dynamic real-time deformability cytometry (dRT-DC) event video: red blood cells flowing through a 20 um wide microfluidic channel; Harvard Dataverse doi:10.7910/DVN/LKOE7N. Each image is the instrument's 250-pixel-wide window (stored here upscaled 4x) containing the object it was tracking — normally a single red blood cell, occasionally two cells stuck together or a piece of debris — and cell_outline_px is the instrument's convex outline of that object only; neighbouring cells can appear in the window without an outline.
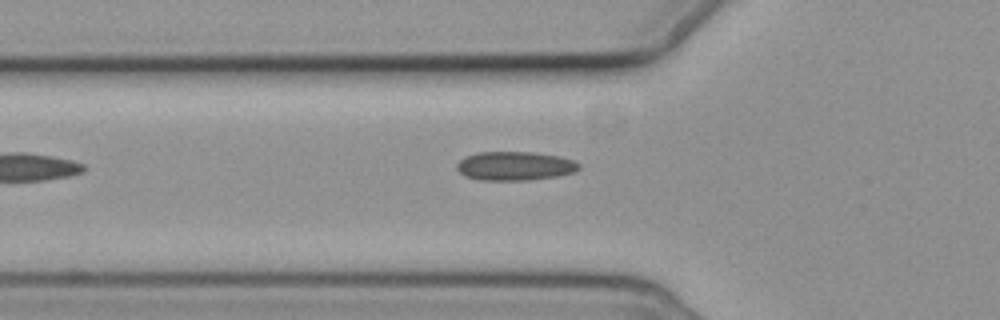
{"species": "common noctule bat (a hibernating species)", "species_latin": "Nyctalus noctula", "temperature_condition": "cold", "stored_images_in_passage": 5, "camera_frame_rate_fps": 3000, "um_per_image_px": 0.085, "animal": {"sex": "female", "body_mass_g": 19.3, "forearm_length_mm": 54.1}, "frame": {"image": 1, "passage_image": 4, "time_ms": 3.667, "image_size_px": [1000, 320], "cell_outline_px": [[580, 168], [572, 172], [556, 176], [528, 180], [480, 180], [464, 176], [456, 168], [456, 164], [464, 156], [476, 152], [532, 152], [560, 156], [572, 160], [580, 164]], "centroid_in_image_um": [43.72, 14.1], "position_along_channel_um": 82.1, "area_um2": 20.58}}
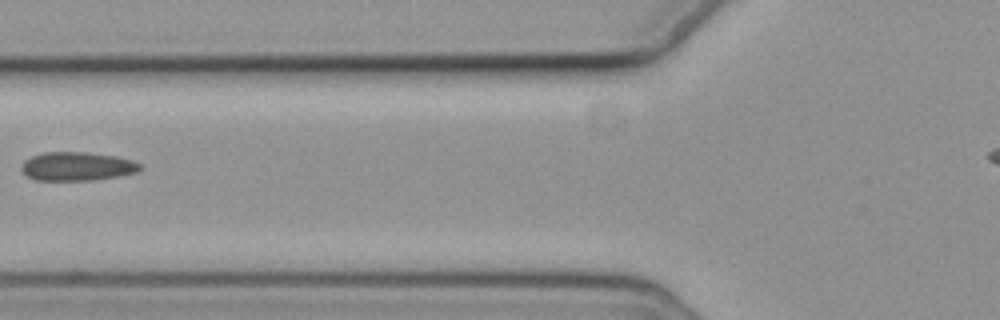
{"frame": {"image": 2, "passage_image": 5, "time_ms": 4.667, "image_size_px": [1000, 320], "cell_outline_px": [[140, 168], [136, 172], [116, 176], [92, 180], [36, 180], [28, 176], [20, 168], [20, 164], [24, 160], [32, 156], [44, 152], [88, 152], [116, 156], [132, 160], [140, 164]], "centroid_in_image_um": [6.51, 14.13], "position_along_channel_um": 119.3, "area_um2": 19.71}}